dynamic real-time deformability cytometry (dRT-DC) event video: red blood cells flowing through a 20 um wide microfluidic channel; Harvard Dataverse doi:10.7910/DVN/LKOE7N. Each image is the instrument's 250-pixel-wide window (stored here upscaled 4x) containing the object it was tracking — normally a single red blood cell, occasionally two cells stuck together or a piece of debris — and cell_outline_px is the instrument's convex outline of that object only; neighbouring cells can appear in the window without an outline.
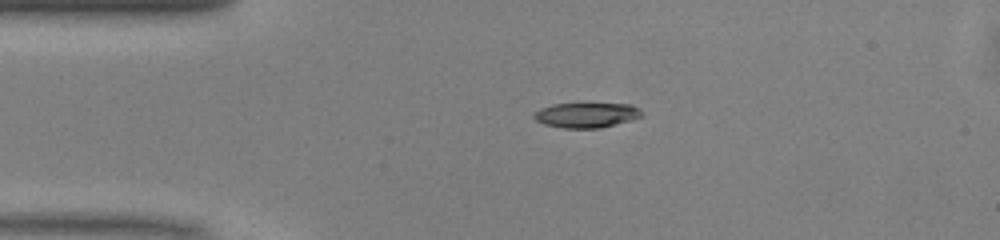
{"species": "common noctule bat (a hibernating species)", "species_latin": "Nyctalus noctula", "temperature_condition": "warm", "stored_images_in_passage": 40, "camera_frame_rate_fps": 3000, "um_per_image_px": 0.085, "animal": {"sex": "male", "body_mass_g": 13.0, "forearm_length_mm": 53.1}, "frame": {"image": 1, "passage_image": 1, "time_ms": 0.0, "image_size_px": [1000, 240], "cell_outline_px": [[644, 116], [632, 120], [600, 128], [564, 128], [544, 124], [536, 120], [532, 116], [540, 108], [552, 104], [632, 104], [640, 108]], "centroid_in_image_um": [49.89, 9.78], "position_along_channel_um": 35.1, "area_um2": 15.72}}
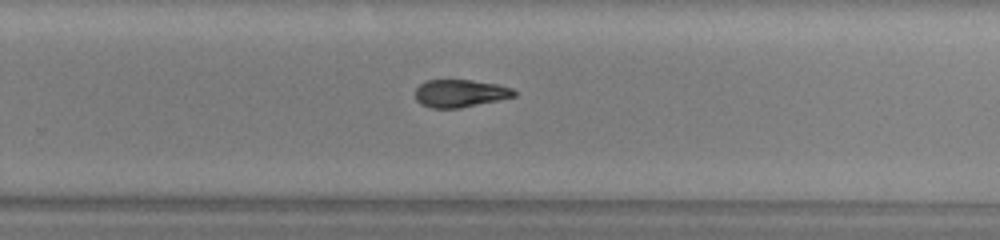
{"frame": {"image": 2, "passage_image": 22, "time_ms": 7.0, "image_size_px": [1000, 240], "cell_outline_px": [[516, 96], [460, 108], [432, 108], [420, 104], [416, 100], [416, 88], [424, 80], [472, 80], [496, 84], [512, 88], [516, 92]], "centroid_in_image_um": [39.09, 7.93], "position_along_channel_um": 290.7, "area_um2": 15.9}}
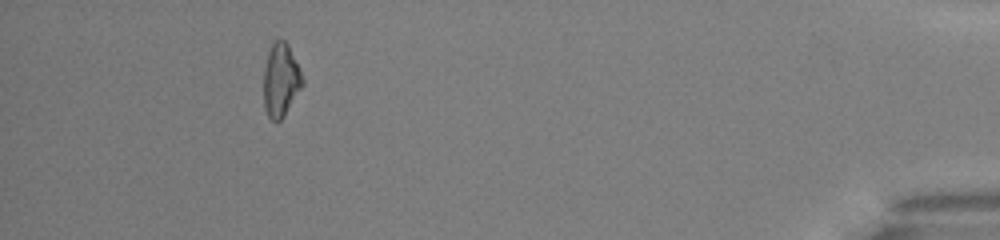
{"frame": {"image": 3, "passage_image": 36, "time_ms": 11.667, "image_size_px": [1000, 240], "cell_outline_px": [[304, 84], [284, 116], [280, 120], [272, 120], [268, 116], [264, 108], [264, 68], [268, 52], [272, 44], [276, 40], [284, 40], [288, 44], [304, 80]], "centroid_in_image_um": [23.86, 6.82], "position_along_channel_um": 411.3, "area_um2": 16.42}, "authors_computed_cell_mechanics": {"area_um2": 16.6464, "velocity_mm_per_s": 4.0874, "shape_relaxation_time_tau1_ms": 4.7194, "shape_relaxation_time_tau2_ms": 6.1189, "deformation_change_tau1": 0.154, "deformation_change_tau2": 0.1378}}